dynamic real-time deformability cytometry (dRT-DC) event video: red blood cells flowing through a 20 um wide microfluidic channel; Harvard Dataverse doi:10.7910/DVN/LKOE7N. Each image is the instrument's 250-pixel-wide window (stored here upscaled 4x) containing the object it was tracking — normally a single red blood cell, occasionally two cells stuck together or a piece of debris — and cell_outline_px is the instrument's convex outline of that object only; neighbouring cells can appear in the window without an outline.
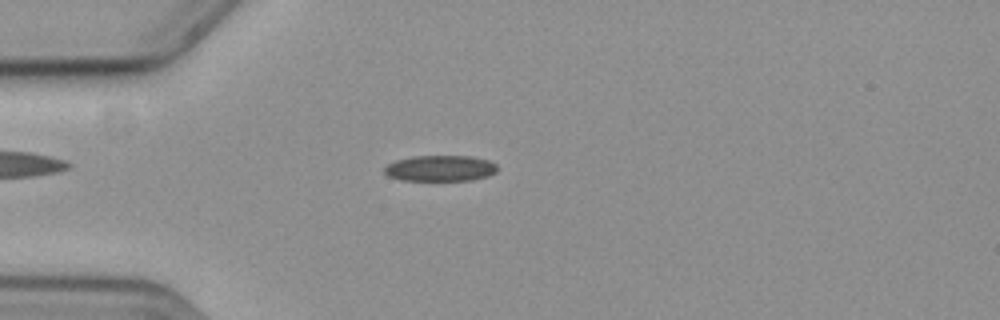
{"species": "common noctule bat (a hibernating species)", "species_latin": "Nyctalus noctula", "temperature_condition": "cold", "stored_images_in_passage": 59, "camera_frame_rate_fps": 3000, "um_per_image_px": 0.085, "animal": {"sex": "female", "body_mass_g": 19.3, "forearm_length_mm": 54.1}, "frame": {"image": 1, "passage_image": 17, "time_ms": 5.333, "image_size_px": [1000, 320], "cell_outline_px": [[496, 172], [488, 176], [472, 180], [400, 180], [388, 176], [384, 172], [384, 168], [388, 164], [396, 160], [412, 156], [472, 156], [488, 160], [496, 164]], "centroid_in_image_um": [37.41, 14.3], "position_along_channel_um": 47.6, "area_um2": 17.05}}
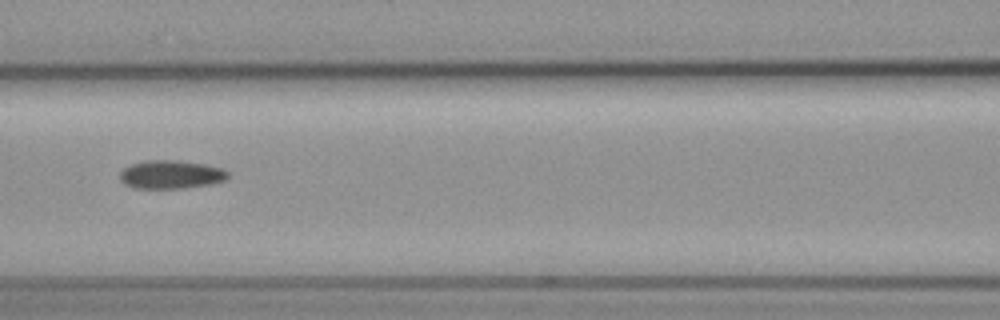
{"frame": {"image": 2, "passage_image": 27, "time_ms": 8.667, "image_size_px": [1000, 320], "cell_outline_px": [[228, 176], [224, 180], [212, 184], [184, 188], [136, 188], [124, 184], [120, 180], [120, 172], [124, 168], [132, 164], [144, 160], [176, 160], [208, 164], [224, 168], [228, 172]], "centroid_in_image_um": [14.55, 14.82], "position_along_channel_um": 152.0, "area_um2": 18.03}}
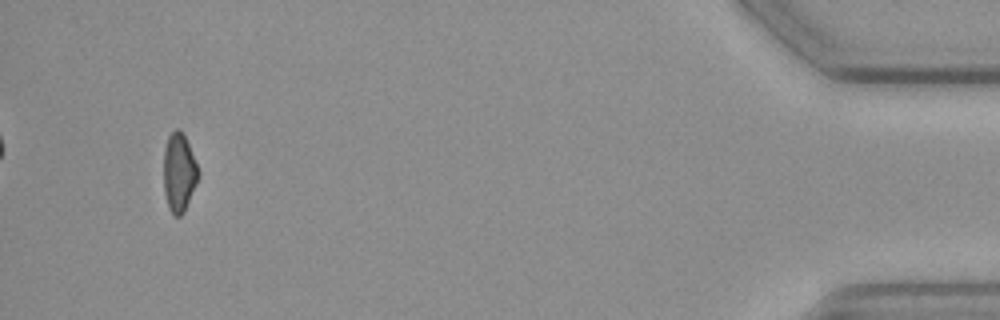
{"frame": {"image": 3, "passage_image": 56, "time_ms": 18.333, "image_size_px": [1000, 320], "cell_outline_px": [[200, 176], [184, 212], [180, 216], [172, 216], [168, 208], [164, 192], [164, 148], [168, 136], [176, 128], [180, 128], [188, 144], [200, 172]], "centroid_in_image_um": [15.22, 14.69], "position_along_channel_um": 420.0, "area_um2": 16.01}}